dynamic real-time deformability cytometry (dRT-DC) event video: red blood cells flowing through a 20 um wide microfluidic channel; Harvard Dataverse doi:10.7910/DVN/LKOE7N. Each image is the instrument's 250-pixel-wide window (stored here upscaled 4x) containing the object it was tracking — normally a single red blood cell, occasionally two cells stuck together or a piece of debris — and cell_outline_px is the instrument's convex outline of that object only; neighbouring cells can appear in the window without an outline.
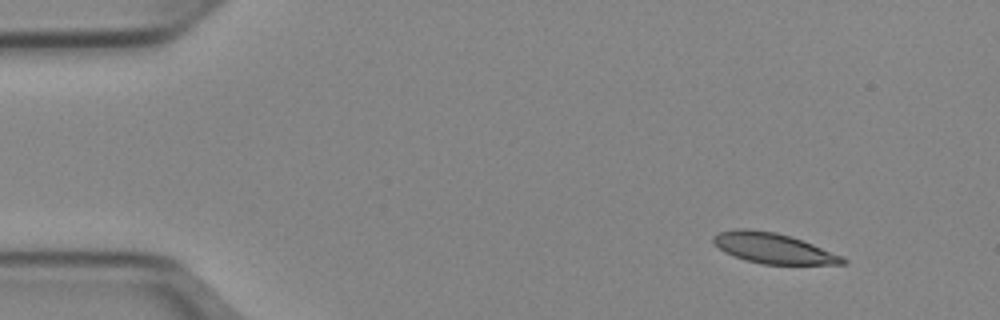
{"species": "Egyptian fruit bat (a non-hibernating species)", "species_latin": "Rousettus aegyptiacus", "temperature_condition": "cold", "stored_images_in_passage": 12, "camera_frame_rate_fps": 3000, "um_per_image_px": 0.085, "animal": {"sex": "female"}, "frame": {"image": 1, "passage_image": 1, "time_ms": 0.0, "image_size_px": [1000, 320], "cell_outline_px": [[848, 264], [760, 264], [744, 260], [724, 252], [712, 240], [712, 236], [720, 232], [736, 228], [740, 228], [776, 232], [812, 244], [844, 256], [848, 260]], "centroid_in_image_um": [65.74, 21.11], "position_along_channel_um": 19.3, "area_um2": 22.77}}